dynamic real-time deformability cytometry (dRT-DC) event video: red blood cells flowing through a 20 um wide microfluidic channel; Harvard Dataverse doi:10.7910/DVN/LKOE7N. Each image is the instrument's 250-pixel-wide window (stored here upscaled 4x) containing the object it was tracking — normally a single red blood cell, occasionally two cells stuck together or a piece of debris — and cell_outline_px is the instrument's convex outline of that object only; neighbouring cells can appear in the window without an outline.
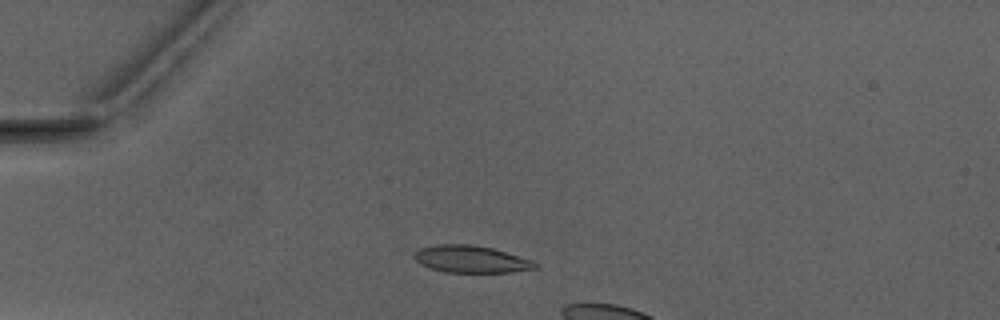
{"species": "Egyptian fruit bat (a non-hibernating species)", "species_latin": "Rousettus aegyptiacus", "temperature_condition": "warm", "stored_images_in_passage": 4, "camera_frame_rate_fps": 3000, "um_per_image_px": 0.085, "animal": {"sex": "male"}, "frame": {"image": 1, "passage_image": 2, "time_ms": 1.333, "image_size_px": [1000, 320], "cell_outline_px": [[540, 264], [536, 268], [512, 272], [444, 272], [420, 264], [412, 256], [420, 248], [436, 244], [468, 244], [492, 248], [532, 260]], "centroid_in_image_um": [40.04, 22.03], "position_along_channel_um": 45.0, "area_um2": 19.02}}